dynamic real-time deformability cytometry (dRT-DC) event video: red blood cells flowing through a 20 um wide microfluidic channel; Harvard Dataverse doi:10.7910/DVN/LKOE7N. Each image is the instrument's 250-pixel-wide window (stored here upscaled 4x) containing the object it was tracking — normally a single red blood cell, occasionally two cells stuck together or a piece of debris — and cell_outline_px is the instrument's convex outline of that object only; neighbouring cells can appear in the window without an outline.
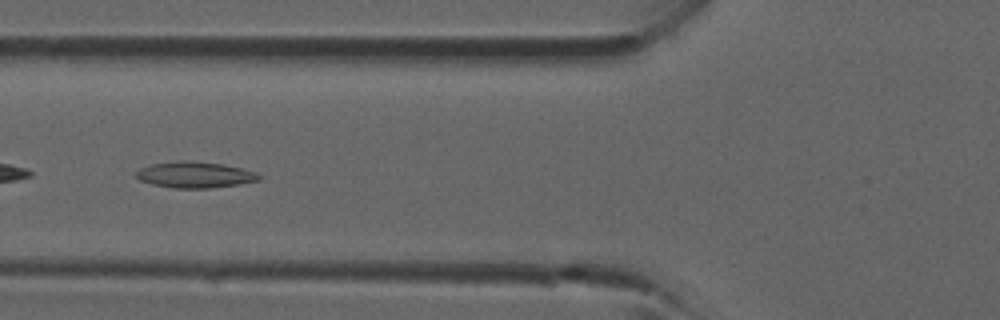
{"species": "common noctule bat (a hibernating species)", "species_latin": "Nyctalus noctula", "temperature_condition": "room temperature", "stored_images_in_passage": 4, "camera_frame_rate_fps": 3000, "um_per_image_px": 0.085, "animal": {"sex": "male", "forearm_length_mm": 52.5}, "frame": {"image": 1, "passage_image": 4, "time_ms": 3.667, "image_size_px": [1000, 320], "cell_outline_px": [[260, 180], [240, 184], [212, 188], [172, 188], [152, 184], [140, 180], [136, 176], [136, 172], [140, 168], [148, 164], [180, 160], [184, 160], [224, 164], [256, 172], [260, 176]], "centroid_in_image_um": [16.55, 14.85], "position_along_channel_um": 109.3, "area_um2": 18.79}}